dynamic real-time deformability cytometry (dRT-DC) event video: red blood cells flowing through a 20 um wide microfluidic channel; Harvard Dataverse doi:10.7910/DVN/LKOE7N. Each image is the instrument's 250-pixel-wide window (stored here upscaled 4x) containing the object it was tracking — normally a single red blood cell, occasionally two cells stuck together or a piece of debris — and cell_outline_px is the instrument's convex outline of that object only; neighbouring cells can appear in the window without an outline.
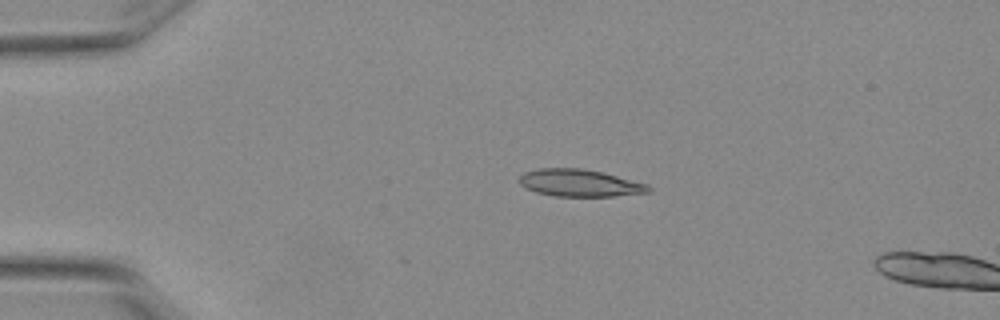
{"species": "Egyptian fruit bat (a non-hibernating species)", "species_latin": "Rousettus aegyptiacus", "temperature_condition": "warm", "stored_images_in_passage": 4, "camera_frame_rate_fps": 3000, "um_per_image_px": 0.085, "animal": {"sex": "female"}, "frame": {"image": 1, "passage_image": 3, "time_ms": 0.667, "image_size_px": [1000, 320], "cell_outline_px": [[652, 192], [612, 196], [552, 196], [536, 192], [524, 188], [516, 180], [524, 172], [540, 168], [580, 168], [604, 172], [648, 184], [652, 188]], "centroid_in_image_um": [49.26, 15.55], "position_along_channel_um": 35.7, "area_um2": 20.75}}